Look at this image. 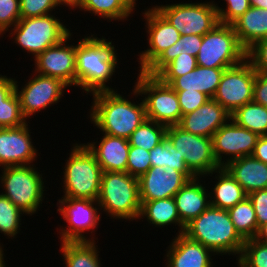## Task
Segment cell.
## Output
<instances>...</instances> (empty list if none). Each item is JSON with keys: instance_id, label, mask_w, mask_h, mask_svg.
<instances>
[{"instance_id": "11", "label": "cell", "mask_w": 267, "mask_h": 267, "mask_svg": "<svg viewBox=\"0 0 267 267\" xmlns=\"http://www.w3.org/2000/svg\"><path fill=\"white\" fill-rule=\"evenodd\" d=\"M180 35L204 36L218 23V13L215 3H176L153 6Z\"/></svg>"}, {"instance_id": "1", "label": "cell", "mask_w": 267, "mask_h": 267, "mask_svg": "<svg viewBox=\"0 0 267 267\" xmlns=\"http://www.w3.org/2000/svg\"><path fill=\"white\" fill-rule=\"evenodd\" d=\"M93 36H85L76 44V86L87 94L114 91L106 83L112 79L118 64L115 45L104 37Z\"/></svg>"}, {"instance_id": "26", "label": "cell", "mask_w": 267, "mask_h": 267, "mask_svg": "<svg viewBox=\"0 0 267 267\" xmlns=\"http://www.w3.org/2000/svg\"><path fill=\"white\" fill-rule=\"evenodd\" d=\"M225 69L228 68L197 66L193 71L176 77L169 85L174 90H196L213 98Z\"/></svg>"}, {"instance_id": "31", "label": "cell", "mask_w": 267, "mask_h": 267, "mask_svg": "<svg viewBox=\"0 0 267 267\" xmlns=\"http://www.w3.org/2000/svg\"><path fill=\"white\" fill-rule=\"evenodd\" d=\"M95 245V240L61 242L65 267H101L99 251Z\"/></svg>"}, {"instance_id": "42", "label": "cell", "mask_w": 267, "mask_h": 267, "mask_svg": "<svg viewBox=\"0 0 267 267\" xmlns=\"http://www.w3.org/2000/svg\"><path fill=\"white\" fill-rule=\"evenodd\" d=\"M227 4L226 9L215 5L218 13L219 23L232 25L240 18L250 7L249 0H224Z\"/></svg>"}, {"instance_id": "29", "label": "cell", "mask_w": 267, "mask_h": 267, "mask_svg": "<svg viewBox=\"0 0 267 267\" xmlns=\"http://www.w3.org/2000/svg\"><path fill=\"white\" fill-rule=\"evenodd\" d=\"M25 123L15 92V79L0 74V128H15Z\"/></svg>"}, {"instance_id": "46", "label": "cell", "mask_w": 267, "mask_h": 267, "mask_svg": "<svg viewBox=\"0 0 267 267\" xmlns=\"http://www.w3.org/2000/svg\"><path fill=\"white\" fill-rule=\"evenodd\" d=\"M248 198L253 204L258 227L267 223V189L252 192Z\"/></svg>"}, {"instance_id": "27", "label": "cell", "mask_w": 267, "mask_h": 267, "mask_svg": "<svg viewBox=\"0 0 267 267\" xmlns=\"http://www.w3.org/2000/svg\"><path fill=\"white\" fill-rule=\"evenodd\" d=\"M214 173H218L216 174L218 175L216 176L218 181H216V185L211 188L213 191L209 192V195H211L209 196L211 206L228 210L248 197L242 186L224 167L219 168L214 171Z\"/></svg>"}, {"instance_id": "18", "label": "cell", "mask_w": 267, "mask_h": 267, "mask_svg": "<svg viewBox=\"0 0 267 267\" xmlns=\"http://www.w3.org/2000/svg\"><path fill=\"white\" fill-rule=\"evenodd\" d=\"M188 180L171 167L151 166L138 178L140 202L174 197Z\"/></svg>"}, {"instance_id": "43", "label": "cell", "mask_w": 267, "mask_h": 267, "mask_svg": "<svg viewBox=\"0 0 267 267\" xmlns=\"http://www.w3.org/2000/svg\"><path fill=\"white\" fill-rule=\"evenodd\" d=\"M20 0H0V35L21 19Z\"/></svg>"}, {"instance_id": "7", "label": "cell", "mask_w": 267, "mask_h": 267, "mask_svg": "<svg viewBox=\"0 0 267 267\" xmlns=\"http://www.w3.org/2000/svg\"><path fill=\"white\" fill-rule=\"evenodd\" d=\"M32 165L3 167L0 180L5 195L26 215H33L42 204L43 177ZM41 203V204H40Z\"/></svg>"}, {"instance_id": "37", "label": "cell", "mask_w": 267, "mask_h": 267, "mask_svg": "<svg viewBox=\"0 0 267 267\" xmlns=\"http://www.w3.org/2000/svg\"><path fill=\"white\" fill-rule=\"evenodd\" d=\"M21 214V215H20ZM24 214L5 195L0 194V232L15 238L20 231L21 216Z\"/></svg>"}, {"instance_id": "33", "label": "cell", "mask_w": 267, "mask_h": 267, "mask_svg": "<svg viewBox=\"0 0 267 267\" xmlns=\"http://www.w3.org/2000/svg\"><path fill=\"white\" fill-rule=\"evenodd\" d=\"M231 119L259 136L267 135V107L261 104L251 101L231 114Z\"/></svg>"}, {"instance_id": "30", "label": "cell", "mask_w": 267, "mask_h": 267, "mask_svg": "<svg viewBox=\"0 0 267 267\" xmlns=\"http://www.w3.org/2000/svg\"><path fill=\"white\" fill-rule=\"evenodd\" d=\"M203 36L181 35L171 47L166 49L144 72L149 76H157L171 61L180 54L196 57L201 47Z\"/></svg>"}, {"instance_id": "24", "label": "cell", "mask_w": 267, "mask_h": 267, "mask_svg": "<svg viewBox=\"0 0 267 267\" xmlns=\"http://www.w3.org/2000/svg\"><path fill=\"white\" fill-rule=\"evenodd\" d=\"M199 178L188 180L173 197L184 225L198 217L210 206L209 191L200 183Z\"/></svg>"}, {"instance_id": "21", "label": "cell", "mask_w": 267, "mask_h": 267, "mask_svg": "<svg viewBox=\"0 0 267 267\" xmlns=\"http://www.w3.org/2000/svg\"><path fill=\"white\" fill-rule=\"evenodd\" d=\"M166 257L167 267H213L212 250L201 243L177 234L169 245Z\"/></svg>"}, {"instance_id": "5", "label": "cell", "mask_w": 267, "mask_h": 267, "mask_svg": "<svg viewBox=\"0 0 267 267\" xmlns=\"http://www.w3.org/2000/svg\"><path fill=\"white\" fill-rule=\"evenodd\" d=\"M64 169L62 198L98 199L103 171L85 143L72 147Z\"/></svg>"}, {"instance_id": "51", "label": "cell", "mask_w": 267, "mask_h": 267, "mask_svg": "<svg viewBox=\"0 0 267 267\" xmlns=\"http://www.w3.org/2000/svg\"><path fill=\"white\" fill-rule=\"evenodd\" d=\"M252 7L267 9V0H249Z\"/></svg>"}, {"instance_id": "35", "label": "cell", "mask_w": 267, "mask_h": 267, "mask_svg": "<svg viewBox=\"0 0 267 267\" xmlns=\"http://www.w3.org/2000/svg\"><path fill=\"white\" fill-rule=\"evenodd\" d=\"M235 230L244 239L254 238L258 231L257 218L251 200L246 197L228 209Z\"/></svg>"}, {"instance_id": "47", "label": "cell", "mask_w": 267, "mask_h": 267, "mask_svg": "<svg viewBox=\"0 0 267 267\" xmlns=\"http://www.w3.org/2000/svg\"><path fill=\"white\" fill-rule=\"evenodd\" d=\"M253 101L267 107V74L256 72Z\"/></svg>"}, {"instance_id": "41", "label": "cell", "mask_w": 267, "mask_h": 267, "mask_svg": "<svg viewBox=\"0 0 267 267\" xmlns=\"http://www.w3.org/2000/svg\"><path fill=\"white\" fill-rule=\"evenodd\" d=\"M19 4L21 18L46 16L60 7L55 0H20Z\"/></svg>"}, {"instance_id": "19", "label": "cell", "mask_w": 267, "mask_h": 267, "mask_svg": "<svg viewBox=\"0 0 267 267\" xmlns=\"http://www.w3.org/2000/svg\"><path fill=\"white\" fill-rule=\"evenodd\" d=\"M28 122L20 127L0 128V166L30 165L37 158Z\"/></svg>"}, {"instance_id": "10", "label": "cell", "mask_w": 267, "mask_h": 267, "mask_svg": "<svg viewBox=\"0 0 267 267\" xmlns=\"http://www.w3.org/2000/svg\"><path fill=\"white\" fill-rule=\"evenodd\" d=\"M166 136L196 177L212 176L221 168L213 154L212 138L186 132L178 125L167 126Z\"/></svg>"}, {"instance_id": "44", "label": "cell", "mask_w": 267, "mask_h": 267, "mask_svg": "<svg viewBox=\"0 0 267 267\" xmlns=\"http://www.w3.org/2000/svg\"><path fill=\"white\" fill-rule=\"evenodd\" d=\"M246 59L256 72L267 74V39L256 42L246 51Z\"/></svg>"}, {"instance_id": "28", "label": "cell", "mask_w": 267, "mask_h": 267, "mask_svg": "<svg viewBox=\"0 0 267 267\" xmlns=\"http://www.w3.org/2000/svg\"><path fill=\"white\" fill-rule=\"evenodd\" d=\"M147 218L146 220L155 227H165L169 224L179 226V233L182 234L185 225L181 222L175 200L173 197L166 199H156L152 201H141V209L138 219Z\"/></svg>"}, {"instance_id": "16", "label": "cell", "mask_w": 267, "mask_h": 267, "mask_svg": "<svg viewBox=\"0 0 267 267\" xmlns=\"http://www.w3.org/2000/svg\"><path fill=\"white\" fill-rule=\"evenodd\" d=\"M71 34L59 44L45 49L34 59L35 72L76 86V45H67Z\"/></svg>"}, {"instance_id": "36", "label": "cell", "mask_w": 267, "mask_h": 267, "mask_svg": "<svg viewBox=\"0 0 267 267\" xmlns=\"http://www.w3.org/2000/svg\"><path fill=\"white\" fill-rule=\"evenodd\" d=\"M167 126L146 119L130 136V146L151 151L166 136Z\"/></svg>"}, {"instance_id": "15", "label": "cell", "mask_w": 267, "mask_h": 267, "mask_svg": "<svg viewBox=\"0 0 267 267\" xmlns=\"http://www.w3.org/2000/svg\"><path fill=\"white\" fill-rule=\"evenodd\" d=\"M259 137L257 133L237 125L230 119V122L222 125L212 136L213 154L218 165L224 167L232 160L252 155ZM225 155H230V159L228 157L223 161L222 156Z\"/></svg>"}, {"instance_id": "32", "label": "cell", "mask_w": 267, "mask_h": 267, "mask_svg": "<svg viewBox=\"0 0 267 267\" xmlns=\"http://www.w3.org/2000/svg\"><path fill=\"white\" fill-rule=\"evenodd\" d=\"M136 0H81L78 8L112 20H125L134 11Z\"/></svg>"}, {"instance_id": "50", "label": "cell", "mask_w": 267, "mask_h": 267, "mask_svg": "<svg viewBox=\"0 0 267 267\" xmlns=\"http://www.w3.org/2000/svg\"><path fill=\"white\" fill-rule=\"evenodd\" d=\"M55 1L58 3L59 6L67 5L72 9V8H77L81 0H55Z\"/></svg>"}, {"instance_id": "12", "label": "cell", "mask_w": 267, "mask_h": 267, "mask_svg": "<svg viewBox=\"0 0 267 267\" xmlns=\"http://www.w3.org/2000/svg\"><path fill=\"white\" fill-rule=\"evenodd\" d=\"M255 77L256 71L247 59L225 69L213 99L233 114L239 107L253 101Z\"/></svg>"}, {"instance_id": "48", "label": "cell", "mask_w": 267, "mask_h": 267, "mask_svg": "<svg viewBox=\"0 0 267 267\" xmlns=\"http://www.w3.org/2000/svg\"><path fill=\"white\" fill-rule=\"evenodd\" d=\"M252 156L267 164V135L258 138Z\"/></svg>"}, {"instance_id": "52", "label": "cell", "mask_w": 267, "mask_h": 267, "mask_svg": "<svg viewBox=\"0 0 267 267\" xmlns=\"http://www.w3.org/2000/svg\"><path fill=\"white\" fill-rule=\"evenodd\" d=\"M3 252L4 251L2 250V246L0 245V267H6L5 266L6 263H4L5 261H4V257H3V255H4Z\"/></svg>"}, {"instance_id": "6", "label": "cell", "mask_w": 267, "mask_h": 267, "mask_svg": "<svg viewBox=\"0 0 267 267\" xmlns=\"http://www.w3.org/2000/svg\"><path fill=\"white\" fill-rule=\"evenodd\" d=\"M136 80L133 95L145 96L146 118L166 126L178 125L182 111L176 91L157 76H149L145 72H139Z\"/></svg>"}, {"instance_id": "2", "label": "cell", "mask_w": 267, "mask_h": 267, "mask_svg": "<svg viewBox=\"0 0 267 267\" xmlns=\"http://www.w3.org/2000/svg\"><path fill=\"white\" fill-rule=\"evenodd\" d=\"M117 91L92 94L90 120L102 131L115 137L129 139L131 134L147 119L145 104L132 103Z\"/></svg>"}, {"instance_id": "39", "label": "cell", "mask_w": 267, "mask_h": 267, "mask_svg": "<svg viewBox=\"0 0 267 267\" xmlns=\"http://www.w3.org/2000/svg\"><path fill=\"white\" fill-rule=\"evenodd\" d=\"M246 267H267V244L251 238L245 240L238 258Z\"/></svg>"}, {"instance_id": "22", "label": "cell", "mask_w": 267, "mask_h": 267, "mask_svg": "<svg viewBox=\"0 0 267 267\" xmlns=\"http://www.w3.org/2000/svg\"><path fill=\"white\" fill-rule=\"evenodd\" d=\"M96 143L88 142L86 146L95 155L103 172H127L128 139L103 134L100 143Z\"/></svg>"}, {"instance_id": "14", "label": "cell", "mask_w": 267, "mask_h": 267, "mask_svg": "<svg viewBox=\"0 0 267 267\" xmlns=\"http://www.w3.org/2000/svg\"><path fill=\"white\" fill-rule=\"evenodd\" d=\"M37 74V75H36ZM34 78H30L22 87L18 88V82L15 81V92L19 98L21 112L27 120L35 112L46 109L50 104L59 102L62 98L64 89L68 87L65 83L57 78L44 76L35 73Z\"/></svg>"}, {"instance_id": "53", "label": "cell", "mask_w": 267, "mask_h": 267, "mask_svg": "<svg viewBox=\"0 0 267 267\" xmlns=\"http://www.w3.org/2000/svg\"><path fill=\"white\" fill-rule=\"evenodd\" d=\"M237 264H238L239 267H246L239 259H238Z\"/></svg>"}, {"instance_id": "9", "label": "cell", "mask_w": 267, "mask_h": 267, "mask_svg": "<svg viewBox=\"0 0 267 267\" xmlns=\"http://www.w3.org/2000/svg\"><path fill=\"white\" fill-rule=\"evenodd\" d=\"M11 36L36 58L45 49L55 46L71 33L54 15L21 18L12 28ZM15 35V37H13Z\"/></svg>"}, {"instance_id": "17", "label": "cell", "mask_w": 267, "mask_h": 267, "mask_svg": "<svg viewBox=\"0 0 267 267\" xmlns=\"http://www.w3.org/2000/svg\"><path fill=\"white\" fill-rule=\"evenodd\" d=\"M143 17L148 28L147 50L140 52V72H144L166 49L180 38L179 31L170 24L154 7L145 10Z\"/></svg>"}, {"instance_id": "40", "label": "cell", "mask_w": 267, "mask_h": 267, "mask_svg": "<svg viewBox=\"0 0 267 267\" xmlns=\"http://www.w3.org/2000/svg\"><path fill=\"white\" fill-rule=\"evenodd\" d=\"M151 167L149 151L141 148L130 146L127 159V173L139 178L146 173Z\"/></svg>"}, {"instance_id": "13", "label": "cell", "mask_w": 267, "mask_h": 267, "mask_svg": "<svg viewBox=\"0 0 267 267\" xmlns=\"http://www.w3.org/2000/svg\"><path fill=\"white\" fill-rule=\"evenodd\" d=\"M57 204V211L69 225L60 229L61 232L59 233L62 239H60V241H94V237H92L93 239L85 237L84 232H94L93 229L98 227L97 224L101 218L98 201L89 199L61 198L58 200Z\"/></svg>"}, {"instance_id": "8", "label": "cell", "mask_w": 267, "mask_h": 267, "mask_svg": "<svg viewBox=\"0 0 267 267\" xmlns=\"http://www.w3.org/2000/svg\"><path fill=\"white\" fill-rule=\"evenodd\" d=\"M246 59L232 25L218 23L203 36L196 56L197 65L208 68H230Z\"/></svg>"}, {"instance_id": "3", "label": "cell", "mask_w": 267, "mask_h": 267, "mask_svg": "<svg viewBox=\"0 0 267 267\" xmlns=\"http://www.w3.org/2000/svg\"><path fill=\"white\" fill-rule=\"evenodd\" d=\"M183 234L221 256L228 253L240 257L245 243L235 230L228 210L211 205L185 225Z\"/></svg>"}, {"instance_id": "25", "label": "cell", "mask_w": 267, "mask_h": 267, "mask_svg": "<svg viewBox=\"0 0 267 267\" xmlns=\"http://www.w3.org/2000/svg\"><path fill=\"white\" fill-rule=\"evenodd\" d=\"M232 26L239 43L247 51L256 42L267 39V9L251 6Z\"/></svg>"}, {"instance_id": "20", "label": "cell", "mask_w": 267, "mask_h": 267, "mask_svg": "<svg viewBox=\"0 0 267 267\" xmlns=\"http://www.w3.org/2000/svg\"><path fill=\"white\" fill-rule=\"evenodd\" d=\"M231 119V114L213 98L197 110L182 115L178 124L184 131L212 138L213 134Z\"/></svg>"}, {"instance_id": "34", "label": "cell", "mask_w": 267, "mask_h": 267, "mask_svg": "<svg viewBox=\"0 0 267 267\" xmlns=\"http://www.w3.org/2000/svg\"><path fill=\"white\" fill-rule=\"evenodd\" d=\"M149 154L151 166L171 167L179 172H182L189 180L196 177L188 169L185 164L184 157L178 153L167 136H165L158 145L149 151Z\"/></svg>"}, {"instance_id": "45", "label": "cell", "mask_w": 267, "mask_h": 267, "mask_svg": "<svg viewBox=\"0 0 267 267\" xmlns=\"http://www.w3.org/2000/svg\"><path fill=\"white\" fill-rule=\"evenodd\" d=\"M175 91L178 97L182 115L197 110L200 106H202L205 102H207L210 99L204 93L198 92L196 90L194 91L175 90Z\"/></svg>"}, {"instance_id": "23", "label": "cell", "mask_w": 267, "mask_h": 267, "mask_svg": "<svg viewBox=\"0 0 267 267\" xmlns=\"http://www.w3.org/2000/svg\"><path fill=\"white\" fill-rule=\"evenodd\" d=\"M224 168L248 194L267 189V164L252 155L228 162Z\"/></svg>"}, {"instance_id": "4", "label": "cell", "mask_w": 267, "mask_h": 267, "mask_svg": "<svg viewBox=\"0 0 267 267\" xmlns=\"http://www.w3.org/2000/svg\"><path fill=\"white\" fill-rule=\"evenodd\" d=\"M97 201L100 210L113 219H138L141 209L138 178L127 172H102Z\"/></svg>"}, {"instance_id": "38", "label": "cell", "mask_w": 267, "mask_h": 267, "mask_svg": "<svg viewBox=\"0 0 267 267\" xmlns=\"http://www.w3.org/2000/svg\"><path fill=\"white\" fill-rule=\"evenodd\" d=\"M196 57L189 54L177 56L171 61L157 77L164 83L170 84L176 77L183 76L184 74L193 71L197 67Z\"/></svg>"}, {"instance_id": "49", "label": "cell", "mask_w": 267, "mask_h": 267, "mask_svg": "<svg viewBox=\"0 0 267 267\" xmlns=\"http://www.w3.org/2000/svg\"><path fill=\"white\" fill-rule=\"evenodd\" d=\"M261 243L267 244V223L258 227V231L254 237Z\"/></svg>"}]
</instances>
